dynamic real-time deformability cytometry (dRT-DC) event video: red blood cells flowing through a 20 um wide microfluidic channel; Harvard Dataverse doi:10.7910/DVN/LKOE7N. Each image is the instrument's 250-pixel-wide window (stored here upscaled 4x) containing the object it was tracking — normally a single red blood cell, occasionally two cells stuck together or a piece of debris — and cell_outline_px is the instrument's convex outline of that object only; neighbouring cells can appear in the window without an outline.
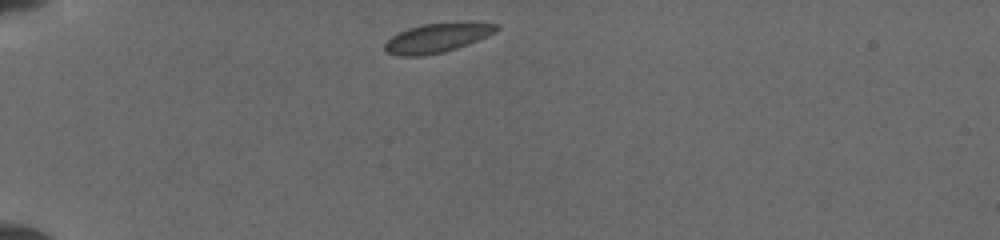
{"species": "common noctule bat (a hibernating species)", "species_latin": "Nyctalus noctula", "temperature_condition": "cold", "stored_images_in_passage": 18, "camera_frame_rate_fps": 3000, "um_per_image_px": 0.085, "animal": {"sex": "female", "body_mass_g": 19.5, "forearm_length_mm": 54.1}, "frame": {"image": 1, "passage_image": 1, "time_ms": 0.0, "image_size_px": [1000, 240], "cell_outline_px": [[500, 28], [476, 40], [456, 48], [444, 52], [420, 56], [400, 56], [388, 52], [384, 48], [384, 44], [392, 36], [408, 28], [424, 24], [496, 24]], "centroid_in_image_um": [37.03, 3.26], "position_along_channel_um": 48.0, "area_um2": 17.92}}
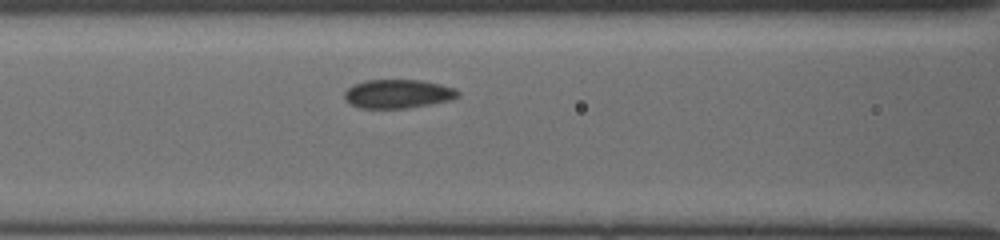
{"frame": {"image": 2, "passage_image": 13, "time_ms": 3.0, "image_size_px": [1000, 240], "cell_outline_px": [[460, 96], [448, 100], [408, 108], [360, 108], [352, 104], [344, 96], [344, 92], [348, 88], [364, 80], [420, 80], [440, 84], [456, 88], [460, 92]], "centroid_in_image_um": [33.85, 7.97], "position_along_channel_um": 132.8, "area_um2": 18.84}}
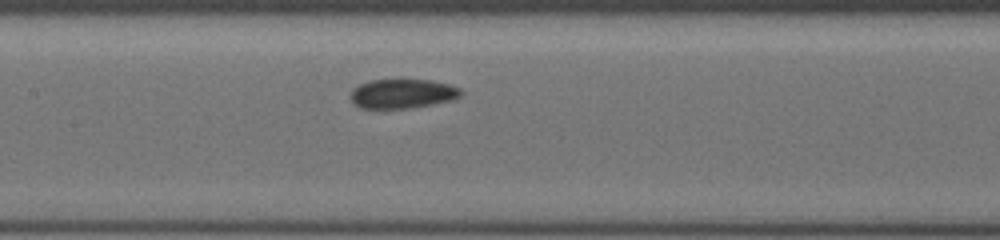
{"frame": {"image": 3, "passage_image": 17, "time_ms": 4.0, "image_size_px": [1000, 240], "cell_outline_px": [[464, 92], [460, 96], [448, 100], [432, 104], [408, 108], [360, 108], [352, 100], [352, 92], [360, 84], [372, 80], [400, 76], [432, 80], [448, 84], [460, 88]], "centroid_in_image_um": [34.24, 7.9], "position_along_channel_um": 173.2, "area_um2": 19.31}}